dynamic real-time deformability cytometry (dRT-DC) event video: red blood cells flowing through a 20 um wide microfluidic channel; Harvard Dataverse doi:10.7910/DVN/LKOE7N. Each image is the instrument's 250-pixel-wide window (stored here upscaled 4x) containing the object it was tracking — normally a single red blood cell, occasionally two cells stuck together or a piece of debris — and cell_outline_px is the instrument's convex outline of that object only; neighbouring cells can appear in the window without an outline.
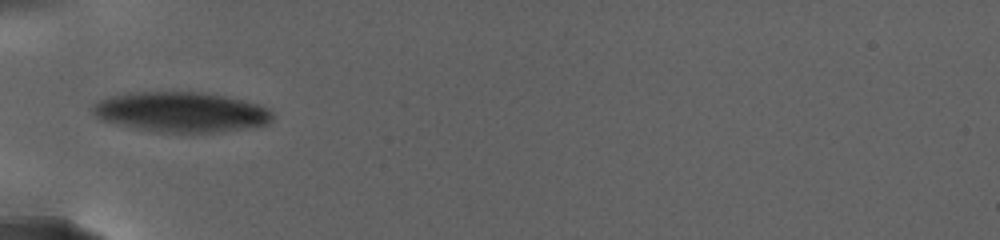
{"species": "human", "species_latin": "Homo sapiens", "temperature_condition": "warm", "stored_images_in_passage": 37, "camera_frame_rate_fps": 3000, "um_per_image_px": 0.085, "donor": {"sex": "female"}, "frame": {"image": 1, "passage_image": 1, "time_ms": 0.0, "image_size_px": [1000, 240], "cell_outline_px": [[272, 120], [268, 124], [244, 128], [216, 132], [156, 132], [136, 128], [100, 120], [92, 112], [92, 104], [100, 100], [112, 96], [136, 92], [200, 92], [224, 96], [244, 100], [260, 104], [268, 108], [272, 112]], "centroid_in_image_um": [15.4, 9.52], "position_along_channel_um": 69.6, "area_um2": 41.85}}
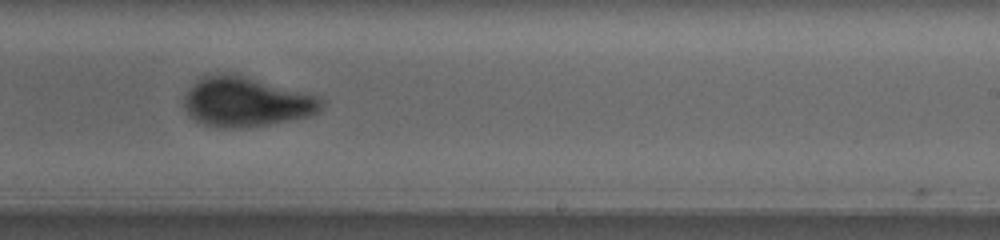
{"frame": {"image": 2, "passage_image": 17, "time_ms": 8.0, "image_size_px": [1000, 240], "cell_outline_px": [[324, 104], [316, 112], [308, 116], [268, 124], [240, 128], [220, 128], [204, 124], [196, 120], [188, 112], [184, 104], [184, 96], [204, 76], [220, 72], [316, 96], [324, 100]], "centroid_in_image_um": [20.89, 8.71], "position_along_channel_um": 268.1, "area_um2": 38.03}}
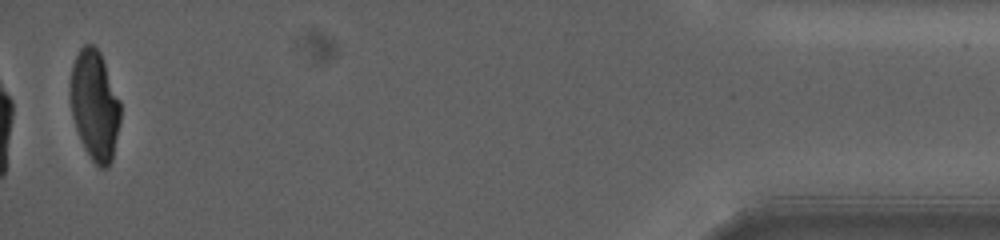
{"frame": {"image": 3, "passage_image": 37, "time_ms": 17.333, "image_size_px": [1000, 240], "cell_outline_px": [[120, 124], [112, 160], [104, 168], [100, 168], [92, 160], [84, 148], [80, 140], [72, 116], [68, 92], [72, 64], [80, 48], [84, 44], [92, 44], [100, 52], [120, 100]], "centroid_in_image_um": [8.03, 8.93], "position_along_channel_um": 427.2, "area_um2": 32.37}, "authors_computed_cell_mechanics": {"area_um2": 38.0324, "velocity_mm_per_s": 2.5258, "shape_relaxation_time_tau1_ms": 4.684, "shape_relaxation_time_tau2_ms": 1.6157, "deformation_change_tau1": 0.1652, "deformation_change_tau2": 0.0628}}